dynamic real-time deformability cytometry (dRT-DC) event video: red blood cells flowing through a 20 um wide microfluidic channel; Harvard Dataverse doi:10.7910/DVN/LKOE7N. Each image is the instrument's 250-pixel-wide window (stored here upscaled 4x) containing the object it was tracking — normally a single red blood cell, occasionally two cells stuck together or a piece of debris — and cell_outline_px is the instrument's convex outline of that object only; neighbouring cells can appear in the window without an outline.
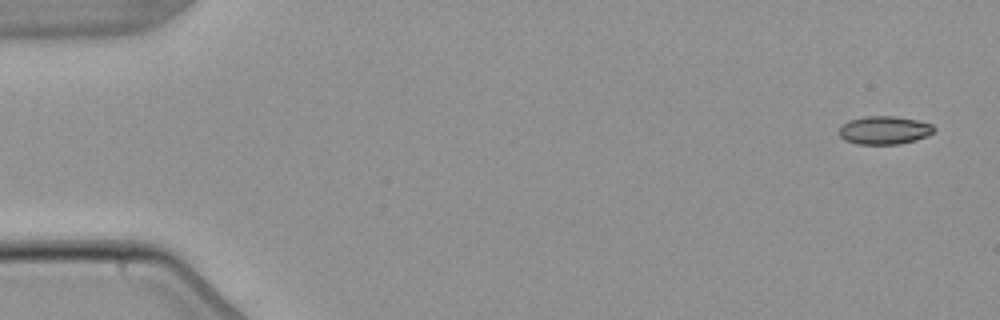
{"species": "common noctule bat (a hibernating species)", "species_latin": "Nyctalus noctula", "temperature_condition": "warm", "stored_images_in_passage": 5, "camera_frame_rate_fps": 3000, "um_per_image_px": 0.085, "animal": {"sex": "male", "body_mass_g": 21.5, "forearm_length_mm": 52.0}, "frame": {"image": 1, "passage_image": 1, "time_ms": 0.0, "image_size_px": [1000, 320], "cell_outline_px": [[936, 128], [928, 136], [916, 140], [900, 144], [856, 144], [844, 140], [840, 136], [840, 128], [848, 120], [864, 116], [896, 116], [916, 120], [932, 124]], "centroid_in_image_um": [75.18, 11.07], "position_along_channel_um": 9.8, "area_um2": 15.66}}
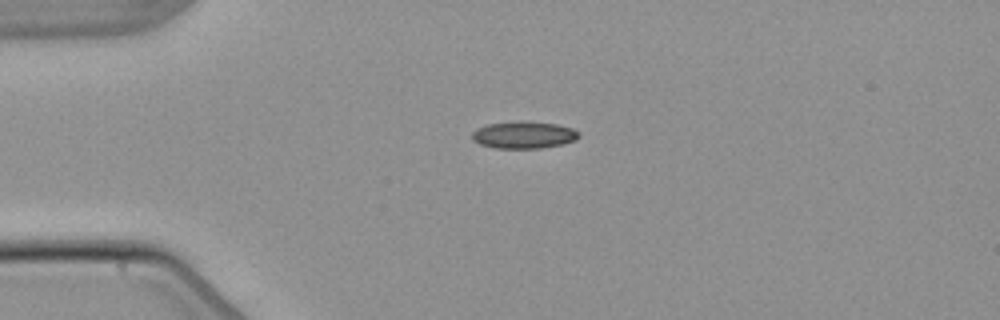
{"frame": {"image": 2, "passage_image": 4, "time_ms": 3.667, "image_size_px": [1000, 320], "cell_outline_px": [[580, 136], [576, 140], [564, 144], [540, 148], [496, 148], [480, 144], [472, 140], [472, 132], [476, 128], [488, 124], [520, 120], [556, 124], [572, 128], [580, 132]], "centroid_in_image_um": [44.53, 11.46], "position_along_channel_um": 40.5, "area_um2": 17.05}}